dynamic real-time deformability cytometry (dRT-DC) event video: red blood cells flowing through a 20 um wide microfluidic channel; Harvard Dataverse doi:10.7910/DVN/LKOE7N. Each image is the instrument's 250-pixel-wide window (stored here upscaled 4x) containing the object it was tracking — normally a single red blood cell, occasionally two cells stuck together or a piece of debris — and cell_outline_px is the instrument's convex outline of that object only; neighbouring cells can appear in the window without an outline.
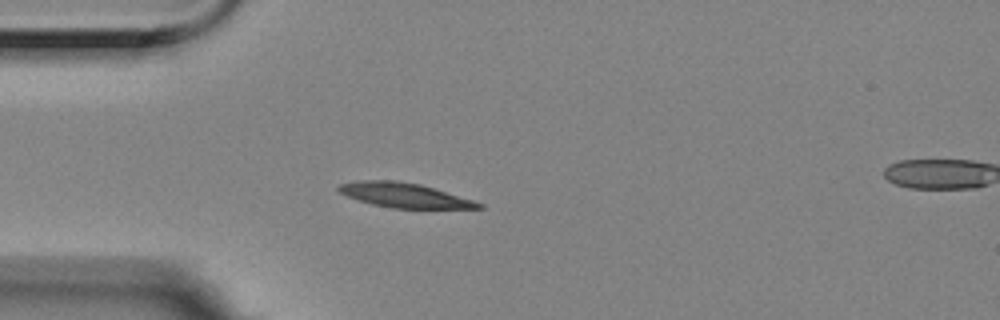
{"species": "Egyptian fruit bat (a non-hibernating species)", "species_latin": "Rousettus aegyptiacus", "temperature_condition": "room temperature", "stored_images_in_passage": 53, "camera_frame_rate_fps": 3000, "um_per_image_px": 0.085, "animal": {"sex": "female"}, "frame": {"image": 1, "passage_image": 12, "time_ms": 3.667, "image_size_px": [1000, 320], "cell_outline_px": [[484, 208], [392, 208], [372, 204], [348, 196], [340, 192], [336, 188], [340, 184], [356, 180], [396, 180], [420, 184], [472, 200], [484, 204]], "centroid_in_image_um": [34.34, 16.58], "position_along_channel_um": 50.7, "area_um2": 19.77}}
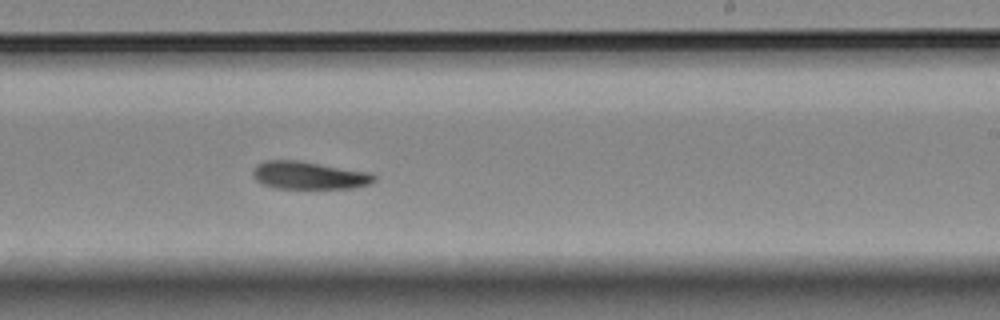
{"frame": {"image": 2, "passage_image": 31, "time_ms": 10.0, "image_size_px": [1000, 320], "cell_outline_px": [[376, 180], [368, 184], [352, 188], [276, 188], [264, 184], [256, 180], [252, 176], [252, 172], [256, 164], [264, 160], [296, 160], [368, 172], [376, 176]], "centroid_in_image_um": [26.22, 14.9], "position_along_channel_um": 262.8, "area_um2": 19.42}}
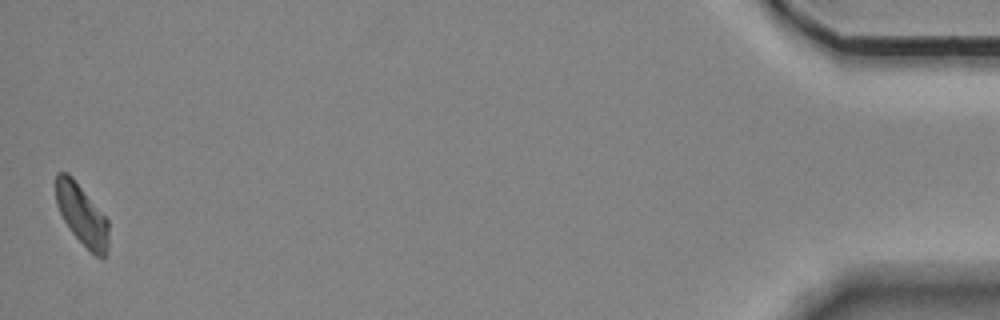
{"frame": {"image": 3, "passage_image": 53, "time_ms": 17.333, "image_size_px": [1000, 320], "cell_outline_px": [[108, 248], [104, 260], [96, 256], [72, 232], [64, 220], [56, 204], [56, 172], [68, 172], [72, 176], [108, 220]], "centroid_in_image_um": [6.96, 18.25], "position_along_channel_um": 428.2, "area_um2": 18.44}, "authors_computed_cell_mechanics": {"area_um2": 19.5942, "velocity_mm_per_s": 3.4979, "shape_relaxation_time_tau1_ms": 10.5844, "shape_relaxation_time_tau2_ms": null, "deformation_change_tau1": 0.2156, "deformation_change_tau2": null}}